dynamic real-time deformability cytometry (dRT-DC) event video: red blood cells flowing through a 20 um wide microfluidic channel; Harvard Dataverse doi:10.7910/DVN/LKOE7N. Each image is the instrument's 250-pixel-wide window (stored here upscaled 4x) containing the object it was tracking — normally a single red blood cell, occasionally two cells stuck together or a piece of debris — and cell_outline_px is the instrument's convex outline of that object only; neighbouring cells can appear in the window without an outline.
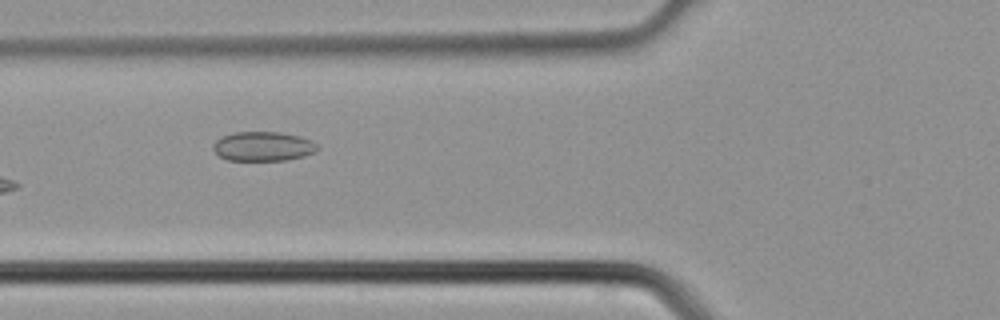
{"species": "common noctule bat (a hibernating species)", "species_latin": "Nyctalus noctula", "temperature_condition": "cold", "stored_images_in_passage": 5, "camera_frame_rate_fps": 3000, "um_per_image_px": 0.085, "animal": {"sex": "male", "body_mass_g": 21.5, "forearm_length_mm": 52.0}, "frame": {"image": 1, "passage_image": 5, "time_ms": 1.333, "image_size_px": [1000, 320], "cell_outline_px": [[320, 148], [304, 156], [288, 160], [228, 160], [220, 156], [212, 148], [212, 144], [216, 140], [224, 136], [236, 132], [280, 132], [300, 136], [312, 140]], "centroid_in_image_um": [22.38, 12.44], "position_along_channel_um": 103.4, "area_um2": 17.8}}